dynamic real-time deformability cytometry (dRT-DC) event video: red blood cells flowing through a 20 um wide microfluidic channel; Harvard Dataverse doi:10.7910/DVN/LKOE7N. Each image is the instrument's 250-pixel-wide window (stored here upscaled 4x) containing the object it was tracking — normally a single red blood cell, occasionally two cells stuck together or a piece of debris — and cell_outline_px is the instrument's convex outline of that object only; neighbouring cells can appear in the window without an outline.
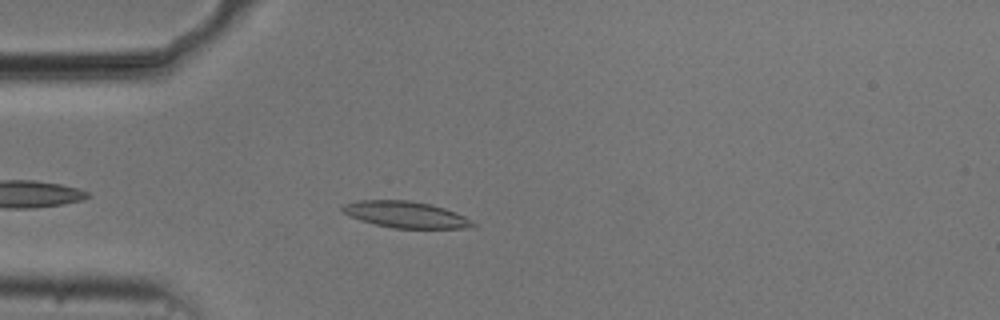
{"species": "common noctule bat (a hibernating species)", "species_latin": "Nyctalus noctula", "temperature_condition": "cold", "stored_images_in_passage": 44, "camera_frame_rate_fps": 3000, "um_per_image_px": 0.085, "animal": {"sex": "male", "body_mass_g": 20.5, "forearm_length_mm": 52.5}, "frame": {"image": 1, "passage_image": 5, "time_ms": 1.333, "image_size_px": [1000, 320], "cell_outline_px": [[476, 228], [392, 228], [360, 220], [344, 212], [340, 208], [344, 204], [360, 200], [408, 200], [432, 204], [456, 212], [472, 220], [476, 224]], "centroid_in_image_um": [34.54, 18.24], "position_along_channel_um": 50.5, "area_um2": 20.06}}
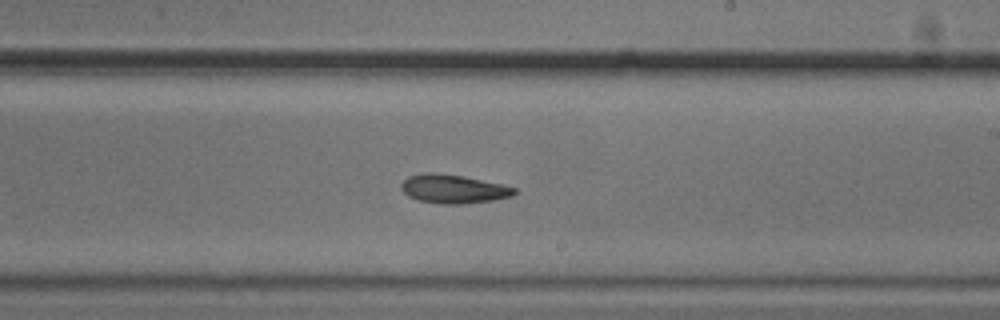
{"frame": {"image": 2, "passage_image": 22, "time_ms": 7.0, "image_size_px": [1000, 320], "cell_outline_px": [[520, 192], [512, 196], [492, 200], [460, 204], [444, 204], [420, 200], [408, 196], [400, 188], [400, 184], [408, 176], [424, 172], [432, 172], [464, 176], [500, 184], [516, 188]], "centroid_in_image_um": [38.53, 16.05], "position_along_channel_um": 250.5, "area_um2": 18.9}}
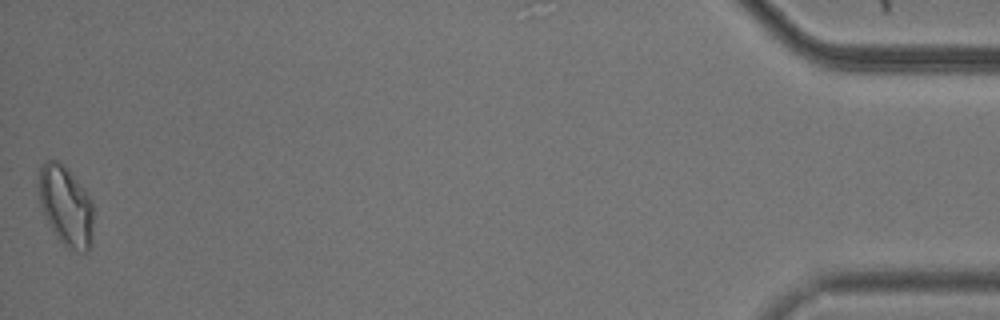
{"frame": {"image": 3, "passage_image": 44, "time_ms": 14.333, "image_size_px": [1000, 320], "cell_outline_px": [[92, 240], [88, 248], [84, 252], [76, 252], [68, 248], [56, 236], [48, 224], [44, 216], [40, 204], [40, 168], [44, 160], [56, 160], [68, 168], [88, 196], [92, 204]], "centroid_in_image_um": [5.59, 17.52], "position_along_channel_um": 429.6, "area_um2": 25.09}, "authors_computed_cell_mechanics": {"area_um2": 19.1029, "velocity_mm_per_s": 3.7267, "shape_relaxation_time_tau1_ms": 9.1259, "shape_relaxation_time_tau2_ms": null, "deformation_change_tau1": 0.1732, "deformation_change_tau2": null}}